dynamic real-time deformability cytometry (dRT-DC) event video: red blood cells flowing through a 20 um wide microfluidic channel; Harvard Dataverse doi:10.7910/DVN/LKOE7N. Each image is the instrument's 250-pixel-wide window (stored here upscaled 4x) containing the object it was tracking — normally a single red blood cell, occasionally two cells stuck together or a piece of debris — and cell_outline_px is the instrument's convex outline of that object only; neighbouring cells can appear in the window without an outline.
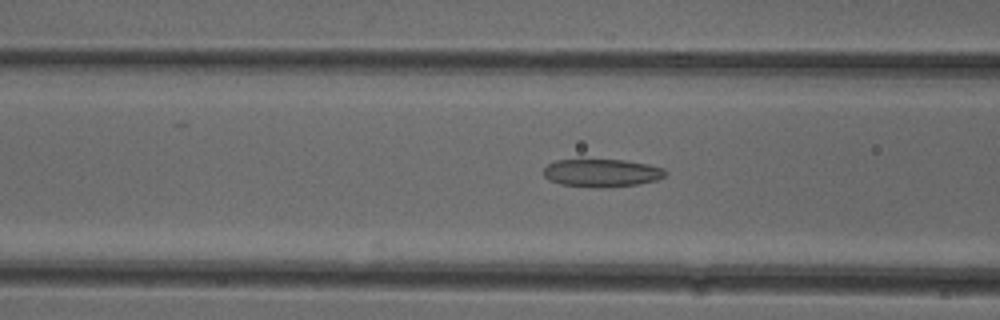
{"species": "common noctule bat (a hibernating species)", "species_latin": "Nyctalus noctula", "temperature_condition": "cold", "stored_images_in_passage": 37, "camera_frame_rate_fps": 3000, "um_per_image_px": 0.085, "animal": {"sex": "female"}, "frame": {"image": 1, "passage_image": 10, "time_ms": 3.0, "image_size_px": [1000, 320], "cell_outline_px": [[668, 172], [664, 176], [656, 180], [636, 184], [604, 188], [600, 188], [560, 184], [548, 180], [544, 176], [544, 168], [548, 164], [556, 160], [628, 160], [648, 164], [664, 168]], "centroid_in_image_um": [51.16, 14.7], "position_along_channel_um": 115.4, "area_um2": 19.83}}
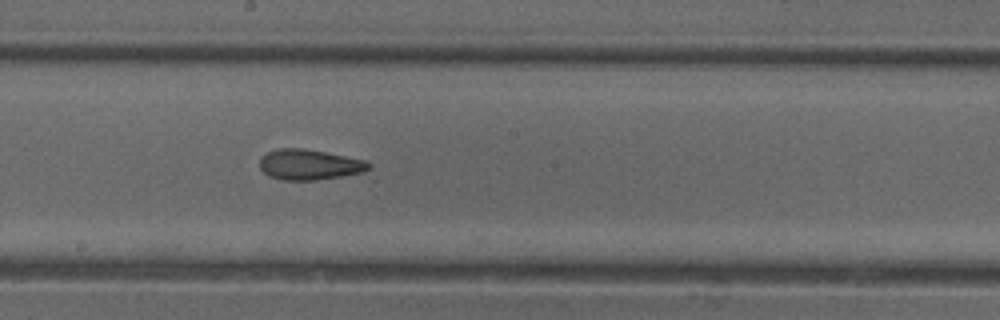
{"frame": {"image": 2, "passage_image": 18, "time_ms": 5.667, "image_size_px": [1000, 320], "cell_outline_px": [[372, 168], [364, 172], [316, 180], [284, 180], [268, 176], [260, 168], [260, 156], [276, 148], [304, 148], [368, 160], [372, 164]], "centroid_in_image_um": [26.32, 13.98], "position_along_channel_um": 221.9, "area_um2": 19.59}}
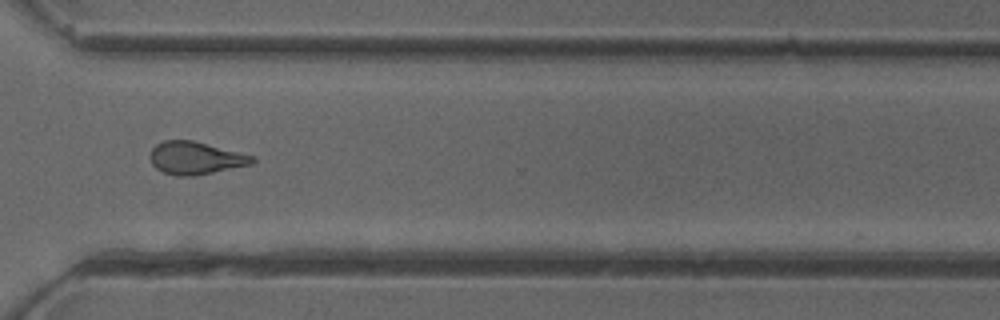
{"frame": {"image": 3, "passage_image": 28, "time_ms": 9.0, "image_size_px": [1000, 320], "cell_outline_px": [[256, 160], [252, 164], [192, 176], [176, 176], [164, 172], [156, 168], [152, 164], [148, 156], [152, 148], [156, 144], [164, 140], [192, 140], [256, 156]], "centroid_in_image_um": [16.6, 13.42], "position_along_channel_um": 354.0, "area_um2": 19.48}, "authors_computed_cell_mechanics": {"area_um2": 19.4786, "velocity_mm_per_s": 3.9783, "shape_relaxation_time_tau1_ms": null, "shape_relaxation_time_tau2_ms": 3.4327, "deformation_change_tau1": null, "deformation_change_tau2": 0.1227}}